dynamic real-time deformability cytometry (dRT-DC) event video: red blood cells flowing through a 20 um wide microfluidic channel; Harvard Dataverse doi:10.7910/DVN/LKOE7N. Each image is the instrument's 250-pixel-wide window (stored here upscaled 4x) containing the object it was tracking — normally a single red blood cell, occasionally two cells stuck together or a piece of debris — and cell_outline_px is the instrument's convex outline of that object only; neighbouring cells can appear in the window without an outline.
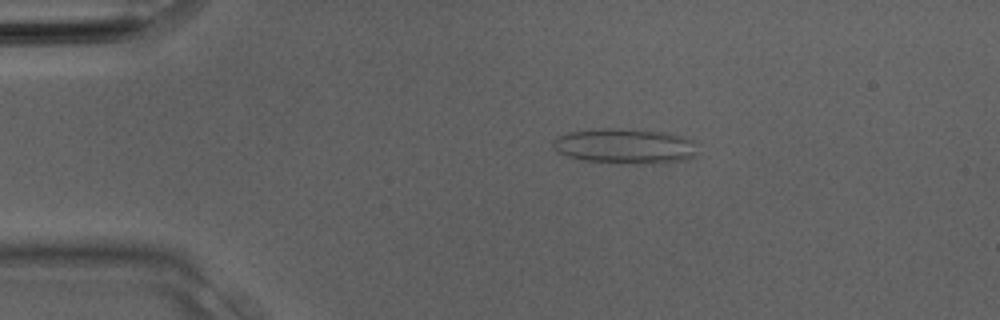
{"species": "Egyptian fruit bat (a non-hibernating species)", "species_latin": "Rousettus aegyptiacus", "temperature_condition": "room temperature", "stored_images_in_passage": 3, "camera_frame_rate_fps": 3000, "um_per_image_px": 0.085, "animal": {"sex": "male"}, "frame": {"image": 1, "passage_image": 2, "time_ms": 0.333, "image_size_px": [1000, 320], "cell_outline_px": [[700, 156], [684, 160], [664, 164], [616, 164], [580, 160], [568, 156], [552, 148], [552, 140], [556, 136], [568, 132], [600, 128], [620, 128], [668, 132], [696, 140]], "centroid_in_image_um": [53.21, 12.44], "position_along_channel_um": 31.8, "area_um2": 30.92}}